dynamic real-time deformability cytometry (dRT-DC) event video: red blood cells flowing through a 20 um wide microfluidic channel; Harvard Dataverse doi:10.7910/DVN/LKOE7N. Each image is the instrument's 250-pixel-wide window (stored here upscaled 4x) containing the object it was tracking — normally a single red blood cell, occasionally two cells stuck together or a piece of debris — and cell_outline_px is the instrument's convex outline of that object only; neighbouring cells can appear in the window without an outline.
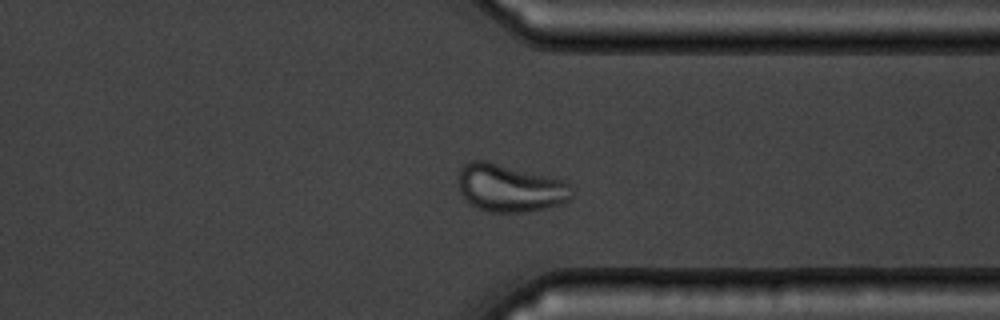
{"species": "common noctule bat (a hibernating species)", "species_latin": "Nyctalus noctula", "temperature_condition": "warm", "stored_images_in_passage": 42, "camera_frame_rate_fps": 3000, "um_per_image_px": 0.085, "animal": {"sex": "male", "body_mass_g": 19.5, "forearm_length_mm": 54.6}, "frame": {"image": 1, "passage_image": 30, "time_ms": 9.667, "image_size_px": [1000, 320], "cell_outline_px": [[576, 192], [568, 200], [560, 204], [544, 208], [524, 212], [488, 212], [472, 204], [460, 192], [460, 168], [464, 164], [472, 160], [484, 160], [564, 180], [572, 184]], "centroid_in_image_um": [43.41, 15.98], "position_along_channel_um": 368.0, "area_um2": 31.27}}